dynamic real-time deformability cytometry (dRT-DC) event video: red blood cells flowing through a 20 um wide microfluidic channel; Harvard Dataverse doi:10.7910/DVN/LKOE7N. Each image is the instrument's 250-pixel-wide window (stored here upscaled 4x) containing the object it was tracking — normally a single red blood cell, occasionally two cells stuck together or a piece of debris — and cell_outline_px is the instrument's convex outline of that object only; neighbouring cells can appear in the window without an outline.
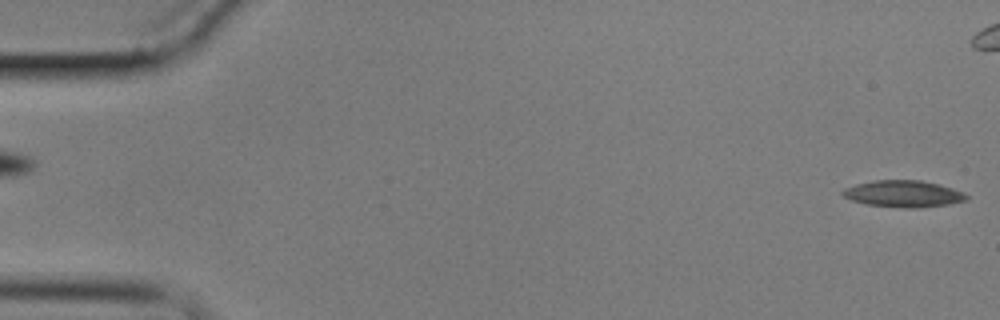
{"species": "common noctule bat (a hibernating species)", "species_latin": "Nyctalus noctula", "temperature_condition": "cold", "stored_images_in_passage": 62, "camera_frame_rate_fps": 3000, "um_per_image_px": 0.085, "animal": {"sex": "male", "body_mass_g": 17.9}, "frame": {"image": 1, "passage_image": 1, "time_ms": 0.0, "image_size_px": [1000, 320], "cell_outline_px": [[968, 200], [948, 204], [916, 208], [904, 208], [868, 204], [852, 200], [844, 196], [840, 192], [844, 188], [856, 184], [876, 180], [920, 180], [952, 188], [964, 192], [968, 196]], "centroid_in_image_um": [76.79, 16.47], "position_along_channel_um": 8.2, "area_um2": 19.07}}
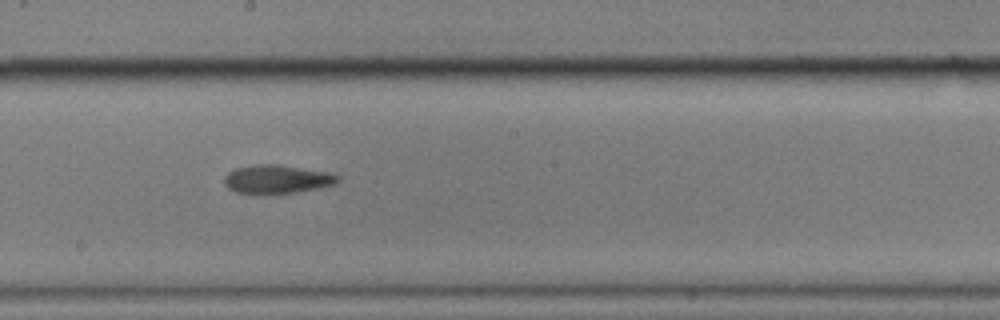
{"frame": {"image": 2, "passage_image": 34, "time_ms": 11.0, "image_size_px": [1000, 320], "cell_outline_px": [[340, 180], [336, 184], [320, 188], [296, 192], [236, 192], [228, 188], [224, 184], [224, 176], [228, 172], [236, 168], [256, 164], [276, 164], [332, 172], [340, 176]], "centroid_in_image_um": [23.6, 15.2], "position_along_channel_um": 224.6, "area_um2": 18.73}}
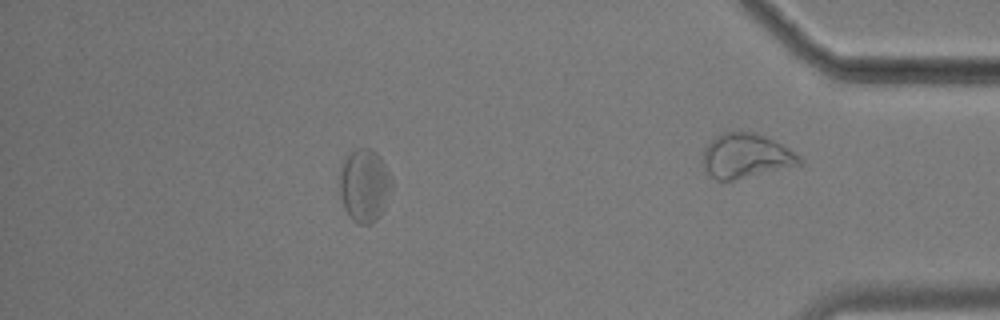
{"frame": {"image": 3, "passage_image": 54, "time_ms": 17.667, "image_size_px": [1000, 320], "cell_outline_px": [[392, 184], [384, 208], [376, 220], [372, 224], [356, 224], [348, 216], [344, 208], [340, 196], [340, 164], [344, 156], [348, 152], [356, 148], [372, 148], [380, 156], [392, 180]], "centroid_in_image_um": [30.94, 15.74], "position_along_channel_um": 404.3, "area_um2": 22.48}, "authors_computed_cell_mechanics": {"area_um2": 19.363, "velocity_mm_per_s": 3.3452, "shape_relaxation_time_tau1_ms": null, "shape_relaxation_time_tau2_ms": 8.0363, "deformation_change_tau1": null, "deformation_change_tau2": 0.1294}}